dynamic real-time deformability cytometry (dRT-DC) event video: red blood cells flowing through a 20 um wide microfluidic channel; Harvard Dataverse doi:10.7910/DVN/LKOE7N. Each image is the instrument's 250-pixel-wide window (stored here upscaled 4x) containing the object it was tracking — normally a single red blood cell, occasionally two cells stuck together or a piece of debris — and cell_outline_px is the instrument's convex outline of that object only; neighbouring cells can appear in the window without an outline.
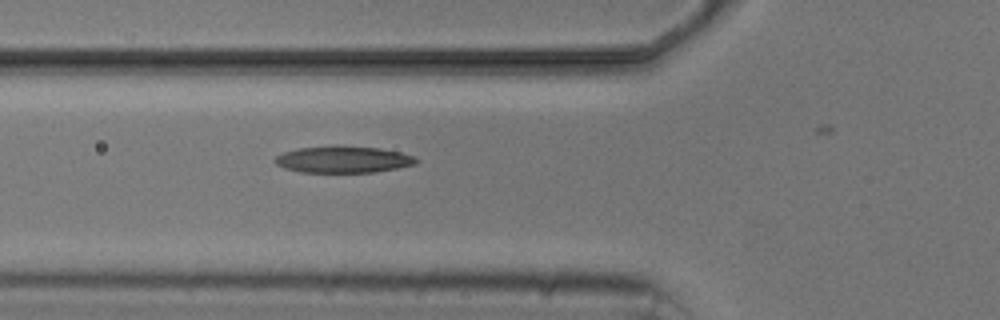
{"species": "common noctule bat (a hibernating species)", "species_latin": "Nyctalus noctula", "temperature_condition": "cold", "stored_images_in_passage": 3, "camera_frame_rate_fps": 3000, "um_per_image_px": 0.085, "animal": {"sex": "male", "body_mass_g": 20.5, "forearm_length_mm": 52.5}, "frame": {"image": 1, "passage_image": 3, "time_ms": 2.333, "image_size_px": [1000, 320], "cell_outline_px": [[420, 160], [416, 164], [396, 168], [372, 172], [300, 172], [284, 168], [276, 164], [272, 160], [276, 156], [284, 152], [296, 148], [336, 144], [340, 144], [380, 148], [400, 152], [416, 156]], "centroid_in_image_um": [29.16, 13.53], "position_along_channel_um": 96.6, "area_um2": 22.48}}